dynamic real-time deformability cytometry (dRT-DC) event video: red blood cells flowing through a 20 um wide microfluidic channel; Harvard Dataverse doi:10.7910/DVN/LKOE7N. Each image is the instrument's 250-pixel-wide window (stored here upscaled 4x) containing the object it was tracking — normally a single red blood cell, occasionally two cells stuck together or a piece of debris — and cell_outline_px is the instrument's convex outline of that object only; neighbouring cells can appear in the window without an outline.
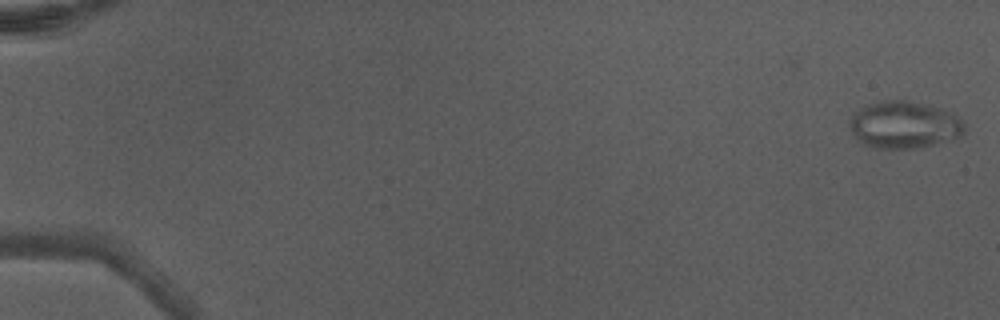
{"species": "Egyptian fruit bat (a non-hibernating species)", "species_latin": "Rousettus aegyptiacus", "temperature_condition": "warm", "stored_images_in_passage": 49, "camera_frame_rate_fps": 3000, "um_per_image_px": 0.085, "animal": {"sex": "male"}, "frame": {"image": 1, "passage_image": 1, "time_ms": 0.0, "image_size_px": [1000, 320], "cell_outline_px": [[964, 132], [960, 136], [952, 140], [916, 148], [876, 148], [864, 144], [848, 128], [848, 120], [860, 108], [876, 100], [904, 100], [928, 104], [952, 112], [960, 116], [964, 124]], "centroid_in_image_um": [76.87, 10.59], "position_along_channel_um": 8.1, "area_um2": 31.85}}
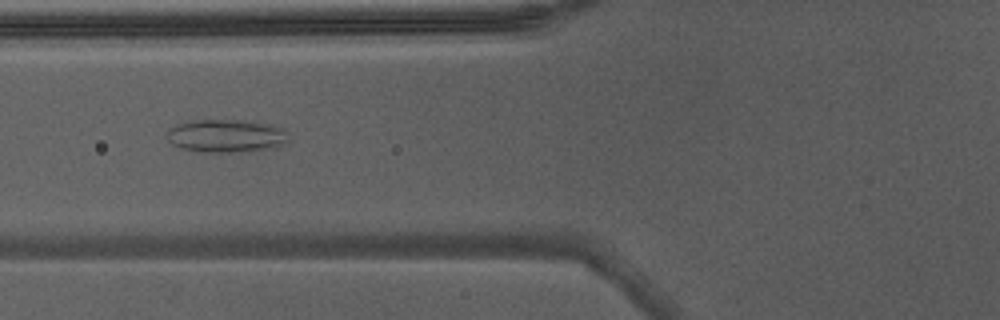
{"frame": {"image": 2, "passage_image": 21, "time_ms": 6.667, "image_size_px": [1000, 320], "cell_outline_px": [[288, 140], [272, 148], [248, 152], [196, 152], [180, 148], [172, 144], [168, 140], [168, 128], [176, 124], [196, 120], [252, 120], [284, 128]], "centroid_in_image_um": [19.2, 11.55], "position_along_channel_um": 106.6, "area_um2": 23.64}}
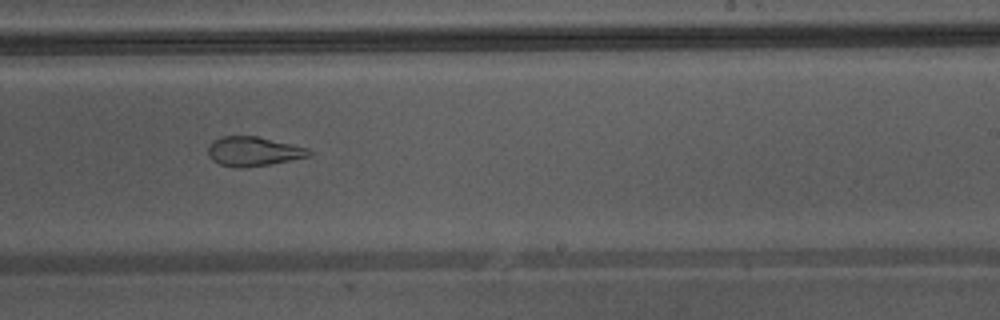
{"frame": {"image": 3, "passage_image": 32, "time_ms": 10.333, "image_size_px": [1000, 320], "cell_outline_px": [[312, 152], [308, 156], [268, 164], [240, 168], [236, 168], [220, 164], [212, 160], [208, 156], [208, 148], [212, 140], [220, 136], [256, 136], [308, 148]], "centroid_in_image_um": [21.47, 12.86], "position_along_channel_um": 267.5, "area_um2": 17.05}, "authors_computed_cell_mechanics": {"area_um2": 23.987, "velocity_mm_per_s": 4.3878, "shape_relaxation_time_tau1_ms": null, "shape_relaxation_time_tau2_ms": 1.564, "deformation_change_tau1": null, "deformation_change_tau2": 0.1008}}